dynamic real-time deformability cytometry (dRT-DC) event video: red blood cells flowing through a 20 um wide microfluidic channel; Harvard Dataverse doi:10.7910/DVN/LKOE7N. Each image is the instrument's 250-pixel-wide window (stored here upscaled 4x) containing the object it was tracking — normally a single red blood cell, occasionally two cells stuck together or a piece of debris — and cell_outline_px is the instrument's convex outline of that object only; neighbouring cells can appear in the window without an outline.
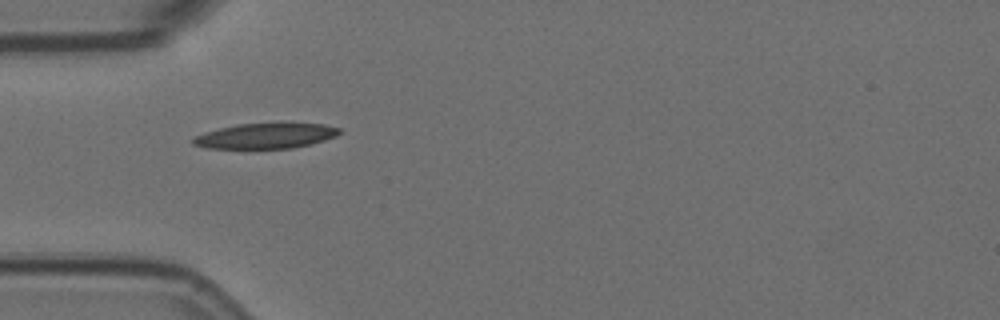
{"species": "Egyptian fruit bat (a non-hibernating species)", "species_latin": "Rousettus aegyptiacus", "temperature_condition": "room temperature", "stored_images_in_passage": 4, "camera_frame_rate_fps": 3000, "um_per_image_px": 0.085, "animal": {"sex": "female"}, "frame": {"image": 1, "passage_image": 1, "time_ms": 0.0, "image_size_px": [1000, 320], "cell_outline_px": [[340, 132], [336, 136], [312, 144], [292, 148], [208, 148], [192, 144], [192, 136], [204, 132], [236, 124], [324, 124], [340, 128]], "centroid_in_image_um": [22.54, 11.56], "position_along_channel_um": 62.5, "area_um2": 21.33}}
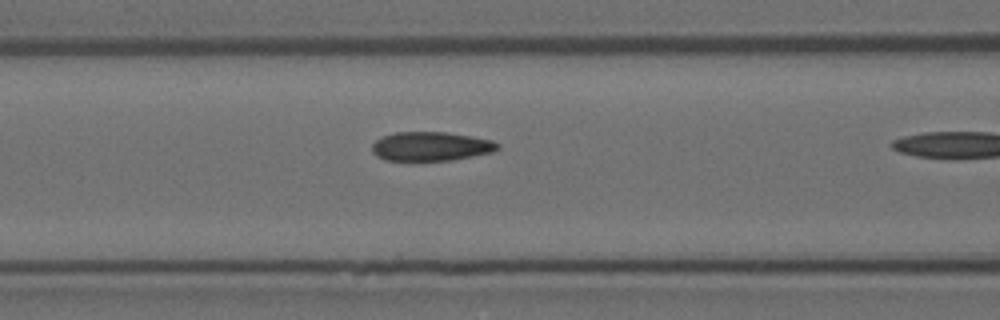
{"frame": {"image": 2, "passage_image": 3, "time_ms": 0.667, "image_size_px": [1000, 320], "cell_outline_px": [[500, 148], [492, 152], [452, 160], [384, 160], [376, 156], [372, 152], [372, 144], [376, 140], [384, 136], [396, 132], [444, 132], [472, 136], [492, 140], [500, 144]], "centroid_in_image_um": [36.63, 12.44], "position_along_channel_um": 130.0, "area_um2": 21.21}}